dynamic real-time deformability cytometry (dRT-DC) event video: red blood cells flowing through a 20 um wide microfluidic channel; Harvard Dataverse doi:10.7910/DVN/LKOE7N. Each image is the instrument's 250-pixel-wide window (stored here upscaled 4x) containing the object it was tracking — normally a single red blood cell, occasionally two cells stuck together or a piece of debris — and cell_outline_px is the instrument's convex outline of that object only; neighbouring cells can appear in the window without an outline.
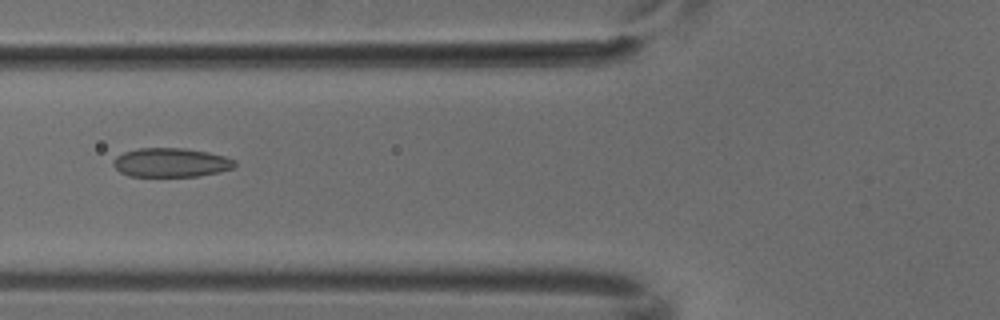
{"species": "common noctule bat (a hibernating species)", "species_latin": "Nyctalus noctula", "temperature_condition": "cold", "stored_images_in_passage": 4, "camera_frame_rate_fps": 3000, "um_per_image_px": 0.085, "animal": {"sex": "male", "body_mass_g": 18.8}, "frame": {"image": 1, "passage_image": 3, "time_ms": 0.667, "image_size_px": [1000, 320], "cell_outline_px": [[236, 164], [232, 168], [220, 172], [200, 176], [128, 176], [120, 172], [112, 164], [112, 160], [116, 156], [124, 152], [136, 148], [184, 148], [208, 152], [224, 156], [236, 160]], "centroid_in_image_um": [14.52, 13.81], "position_along_channel_um": 111.3, "area_um2": 20.69}}
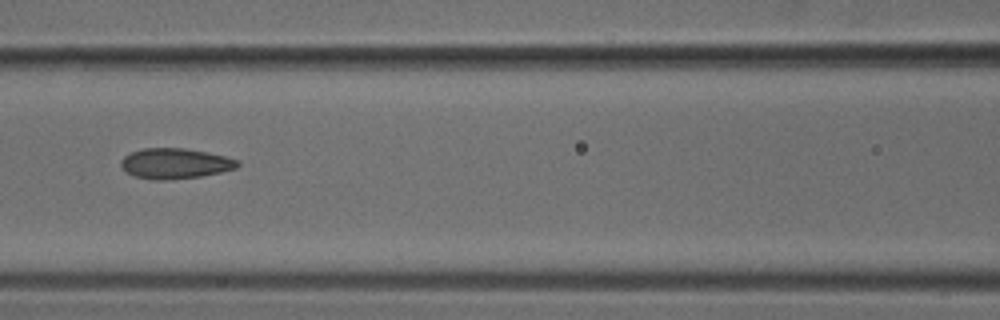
{"frame": {"image": 2, "passage_image": 4, "time_ms": 1.0, "image_size_px": [1000, 320], "cell_outline_px": [[240, 164], [236, 168], [220, 172], [200, 176], [168, 180], [152, 180], [136, 176], [128, 172], [120, 164], [120, 160], [124, 156], [132, 152], [144, 148], [184, 148], [208, 152], [240, 160]], "centroid_in_image_um": [14.9, 13.89], "position_along_channel_um": 151.7, "area_um2": 20.58}}